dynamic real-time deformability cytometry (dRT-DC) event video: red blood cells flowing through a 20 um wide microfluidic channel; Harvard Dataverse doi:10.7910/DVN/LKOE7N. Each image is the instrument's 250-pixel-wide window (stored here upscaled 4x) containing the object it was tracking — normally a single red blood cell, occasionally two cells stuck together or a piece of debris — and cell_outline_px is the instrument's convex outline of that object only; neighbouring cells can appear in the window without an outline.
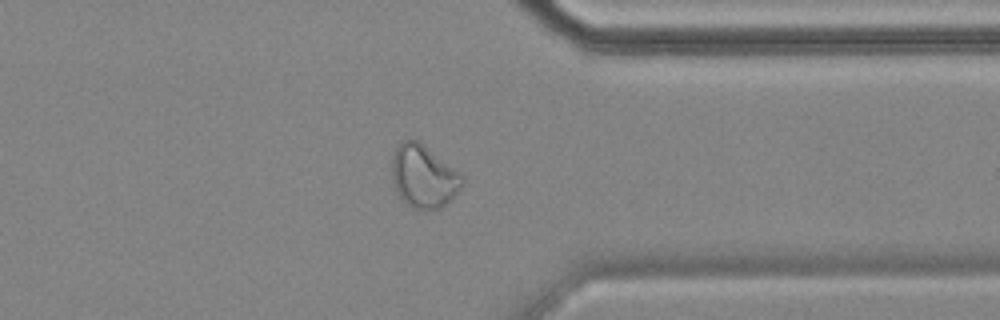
{"species": "common noctule bat (a hibernating species)", "species_latin": "Nyctalus noctula", "temperature_condition": "cold", "stored_images_in_passage": 42, "camera_frame_rate_fps": 3000, "um_per_image_px": 0.085, "animal": {"sex": "female", "body_mass_g": 18.4}, "frame": {"image": 1, "passage_image": 36, "time_ms": 11.667, "image_size_px": [1000, 320], "cell_outline_px": [[464, 184], [440, 208], [412, 208], [396, 192], [392, 180], [392, 156], [396, 148], [404, 140], [420, 140], [460, 172], [464, 176]], "centroid_in_image_um": [36.0, 14.94], "position_along_channel_um": 375.4, "area_um2": 25.55}}